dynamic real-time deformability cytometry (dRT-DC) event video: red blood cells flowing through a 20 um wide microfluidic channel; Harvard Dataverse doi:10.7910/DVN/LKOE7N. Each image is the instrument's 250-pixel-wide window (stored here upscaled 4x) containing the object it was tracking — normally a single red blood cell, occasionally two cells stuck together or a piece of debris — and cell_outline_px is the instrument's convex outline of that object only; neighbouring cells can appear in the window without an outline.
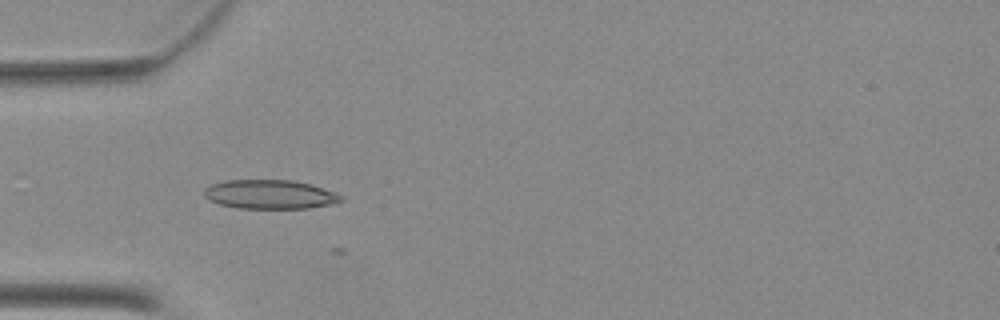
{"species": "Egyptian fruit bat (a non-hibernating species)", "species_latin": "Rousettus aegyptiacus", "temperature_condition": "warm", "stored_images_in_passage": 8, "camera_frame_rate_fps": 3000, "um_per_image_px": 0.085, "animal": {"sex": "female"}, "frame": {"image": 1, "passage_image": 1, "time_ms": 0.0, "image_size_px": [1000, 320], "cell_outline_px": [[344, 200], [328, 204], [308, 208], [236, 208], [220, 204], [208, 200], [204, 196], [204, 188], [212, 184], [228, 180], [292, 180], [308, 184], [332, 192], [340, 196]], "centroid_in_image_um": [22.85, 16.52], "position_along_channel_um": 62.1, "area_um2": 22.77}}
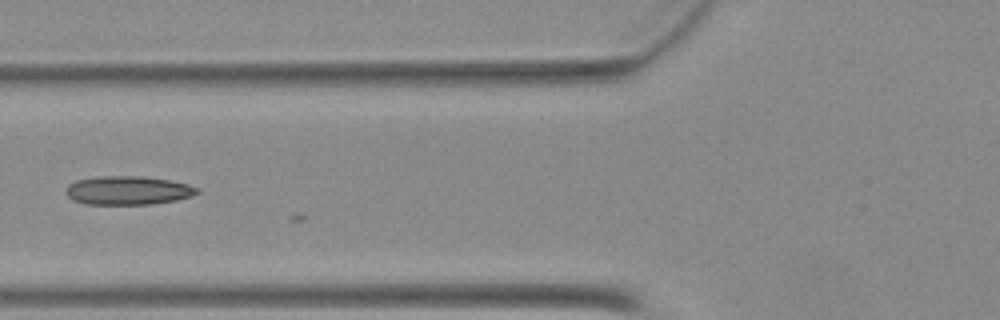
{"frame": {"image": 2, "passage_image": 5, "time_ms": 1.333, "image_size_px": [1000, 320], "cell_outline_px": [[200, 192], [192, 196], [176, 200], [152, 204], [84, 204], [72, 200], [64, 192], [64, 188], [68, 184], [76, 180], [96, 176], [144, 176], [172, 180], [188, 184], [200, 188]], "centroid_in_image_um": [10.87, 16.18], "position_along_channel_um": 114.9, "area_um2": 22.37}}